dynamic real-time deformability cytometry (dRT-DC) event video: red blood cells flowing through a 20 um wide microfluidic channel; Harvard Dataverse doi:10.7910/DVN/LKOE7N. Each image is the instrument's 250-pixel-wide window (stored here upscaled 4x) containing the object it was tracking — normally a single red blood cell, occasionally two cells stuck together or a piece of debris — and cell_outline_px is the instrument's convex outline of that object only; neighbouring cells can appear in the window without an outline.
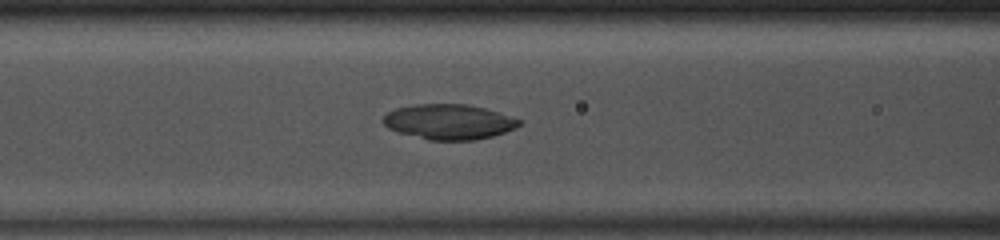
{"species": "common noctule bat (a hibernating species)", "species_latin": "Nyctalus noctula", "temperature_condition": "room temperature", "stored_images_in_passage": 46, "camera_frame_rate_fps": 3000, "um_per_image_px": 0.085, "animal": {"sex": "male", "body_mass_g": 13.0, "forearm_length_mm": 53.1}, "frame": {"image": 1, "passage_image": 18, "time_ms": 5.667, "image_size_px": [1000, 240], "cell_outline_px": [[524, 120], [516, 128], [492, 136], [476, 140], [428, 140], [400, 132], [388, 128], [384, 124], [384, 116], [388, 112], [396, 108], [416, 104], [464, 104], [484, 108]], "centroid_in_image_um": [38.19, 10.35], "position_along_channel_um": 128.4, "area_um2": 27.69}}
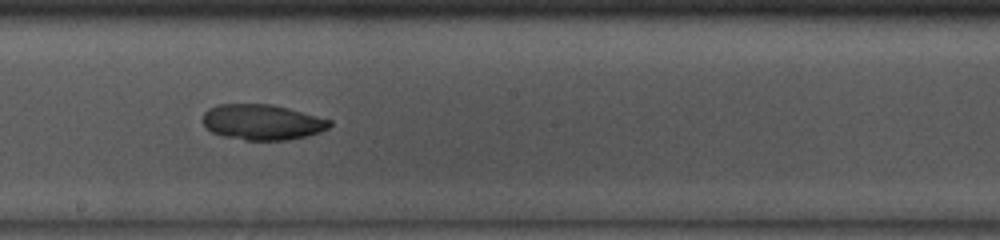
{"frame": {"image": 2, "passage_image": 25, "time_ms": 8.0, "image_size_px": [1000, 240], "cell_outline_px": [[332, 124], [328, 128], [320, 132], [308, 136], [288, 140], [244, 140], [224, 136], [212, 132], [204, 128], [200, 120], [204, 112], [208, 108], [220, 104], [272, 104], [288, 108], [332, 120]], "centroid_in_image_um": [22.25, 10.38], "position_along_channel_um": 225.9, "area_um2": 26.59}}
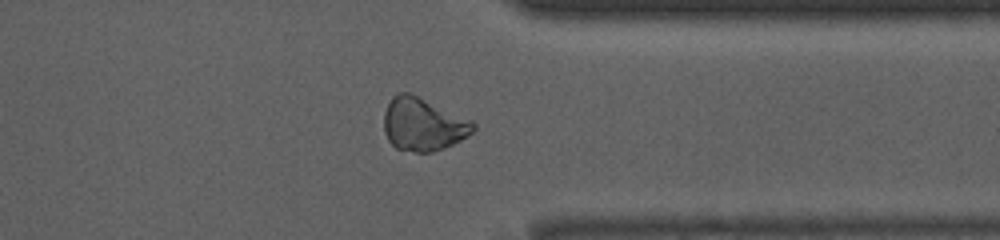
{"frame": {"image": 3, "passage_image": 36, "time_ms": 11.667, "image_size_px": [1000, 240], "cell_outline_px": [[476, 128], [472, 132], [460, 140], [444, 148], [432, 152], [416, 152], [396, 148], [388, 140], [384, 132], [384, 112], [392, 96], [400, 92], [408, 92], [472, 120], [476, 124]], "centroid_in_image_um": [35.95, 10.57], "position_along_channel_um": 375.5, "area_um2": 27.4}}